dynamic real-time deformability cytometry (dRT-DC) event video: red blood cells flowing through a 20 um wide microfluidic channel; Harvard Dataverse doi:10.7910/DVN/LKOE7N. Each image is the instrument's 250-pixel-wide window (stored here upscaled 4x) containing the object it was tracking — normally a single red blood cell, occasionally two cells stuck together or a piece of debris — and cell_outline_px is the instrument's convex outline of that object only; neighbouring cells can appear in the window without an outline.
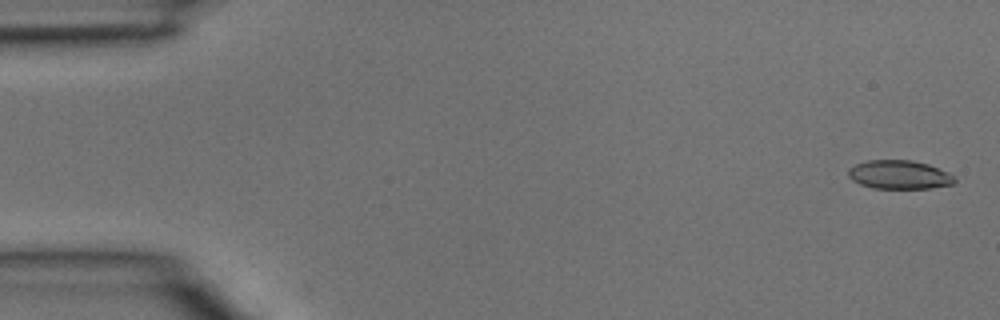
{"species": "common noctule bat (a hibernating species)", "species_latin": "Nyctalus noctula", "temperature_condition": "room temperature", "stored_images_in_passage": 40, "camera_frame_rate_fps": 3000, "um_per_image_px": 0.085, "animal": {"sex": "male", "body_mass_g": 15.6}, "frame": {"image": 1, "passage_image": 1, "time_ms": 0.0, "image_size_px": [1000, 320], "cell_outline_px": [[956, 180], [952, 184], [928, 188], [872, 188], [860, 184], [852, 180], [848, 176], [848, 168], [856, 164], [868, 160], [912, 160], [928, 164], [952, 176]], "centroid_in_image_um": [76.36, 14.84], "position_along_channel_um": 8.6, "area_um2": 17.51}}
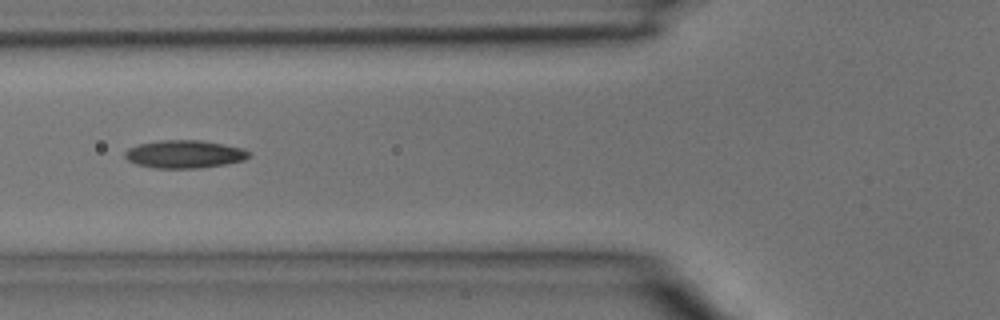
{"frame": {"image": 2, "passage_image": 15, "time_ms": 4.667, "image_size_px": [1000, 320], "cell_outline_px": [[252, 156], [244, 160], [224, 164], [196, 168], [156, 168], [136, 164], [128, 160], [124, 156], [124, 152], [128, 148], [140, 144], [160, 140], [200, 140], [224, 144], [244, 148], [252, 152]], "centroid_in_image_um": [15.72, 13.09], "position_along_channel_um": 110.1, "area_um2": 20.23}}
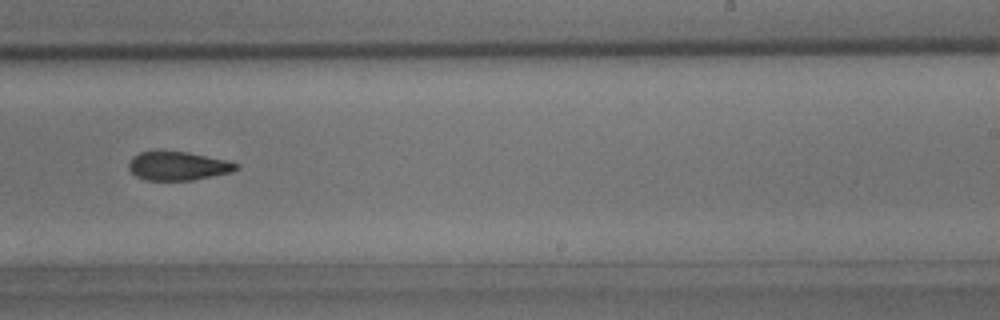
{"frame": {"image": 3, "passage_image": 25, "time_ms": 8.0, "image_size_px": [1000, 320], "cell_outline_px": [[240, 168], [232, 172], [192, 180], [144, 180], [136, 176], [128, 168], [128, 164], [132, 156], [140, 152], [188, 152], [224, 160], [240, 164]], "centroid_in_image_um": [15.13, 14.12], "position_along_channel_um": 273.9, "area_um2": 17.8}}